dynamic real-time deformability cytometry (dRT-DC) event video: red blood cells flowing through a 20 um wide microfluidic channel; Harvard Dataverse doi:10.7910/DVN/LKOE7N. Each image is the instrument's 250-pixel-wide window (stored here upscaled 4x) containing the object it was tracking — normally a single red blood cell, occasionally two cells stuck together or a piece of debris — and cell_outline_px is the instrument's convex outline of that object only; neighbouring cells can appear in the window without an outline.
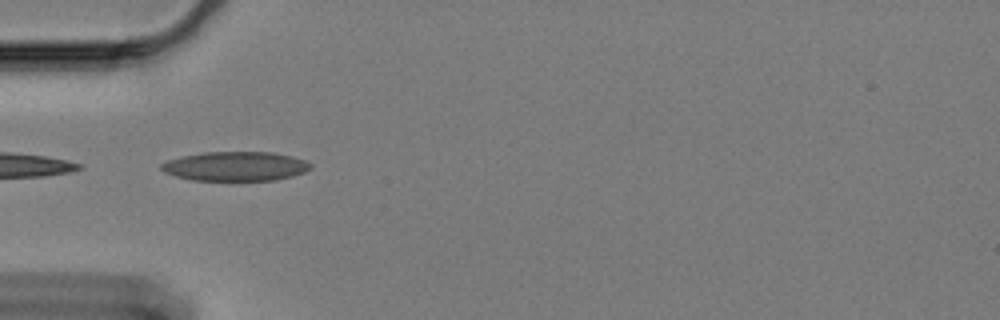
{"species": "Egyptian fruit bat (a non-hibernating species)", "species_latin": "Rousettus aegyptiacus", "temperature_condition": "cold", "stored_images_in_passage": 11, "camera_frame_rate_fps": 3000, "um_per_image_px": 0.085, "animal": {"sex": "female"}, "frame": {"image": 1, "passage_image": 1, "time_ms": 0.0, "image_size_px": [1000, 320], "cell_outline_px": [[312, 168], [304, 172], [292, 176], [276, 180], [192, 180], [176, 176], [164, 172], [160, 168], [160, 164], [168, 160], [184, 156], [204, 152], [272, 152], [292, 156], [304, 160], [312, 164]], "centroid_in_image_um": [20.03, 14.13], "position_along_channel_um": 65.0, "area_um2": 25.43}}
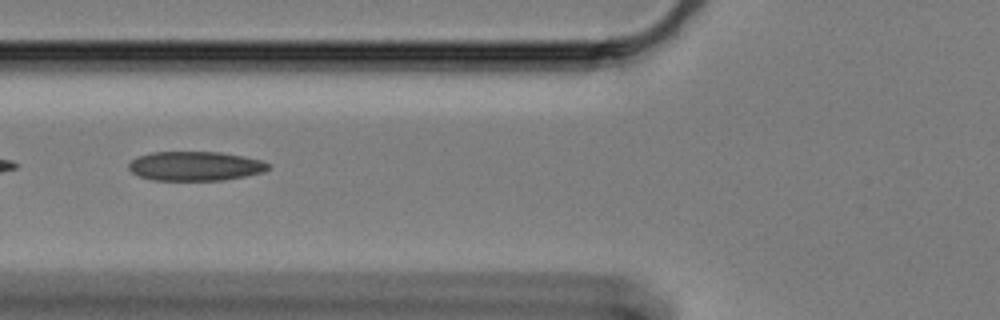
{"frame": {"image": 2, "passage_image": 5, "time_ms": 1.333, "image_size_px": [1000, 320], "cell_outline_px": [[272, 164], [264, 172], [224, 180], [152, 180], [140, 176], [132, 172], [128, 168], [128, 164], [136, 156], [152, 152], [220, 152], [244, 156], [260, 160]], "centroid_in_image_um": [16.59, 14.11], "position_along_channel_um": 109.2, "area_um2": 23.87}}
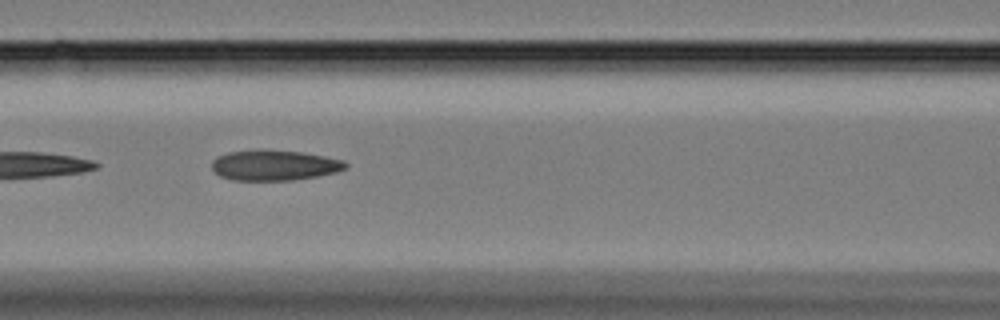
{"frame": {"image": 3, "passage_image": 8, "time_ms": 2.333, "image_size_px": [1000, 320], "cell_outline_px": [[348, 168], [336, 172], [316, 176], [292, 180], [232, 180], [220, 176], [212, 168], [212, 160], [216, 156], [228, 152], [264, 148], [300, 152], [324, 156], [344, 160], [348, 164]], "centroid_in_image_um": [23.31, 14.03], "position_along_channel_um": 143.3, "area_um2": 23.99}}